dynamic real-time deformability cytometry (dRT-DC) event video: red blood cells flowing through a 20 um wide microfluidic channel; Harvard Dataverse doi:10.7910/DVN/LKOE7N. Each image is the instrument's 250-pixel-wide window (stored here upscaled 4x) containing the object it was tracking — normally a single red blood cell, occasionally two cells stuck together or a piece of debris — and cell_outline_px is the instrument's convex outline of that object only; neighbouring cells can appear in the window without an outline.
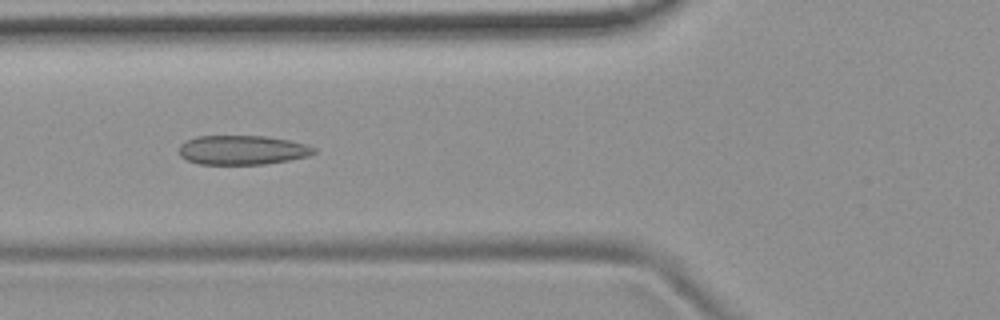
{"species": "common noctule bat (a hibernating species)", "species_latin": "Nyctalus noctula", "temperature_condition": "room temperature", "stored_images_in_passage": 49, "camera_frame_rate_fps": 3000, "um_per_image_px": 0.085, "animal": {"sex": "female", "body_mass_g": 19.9}, "frame": {"image": 1, "passage_image": 16, "time_ms": 5.0, "image_size_px": [1000, 320], "cell_outline_px": [[316, 152], [308, 156], [288, 160], [264, 164], [200, 164], [188, 160], [180, 156], [180, 144], [196, 136], [264, 136], [288, 140], [304, 144], [316, 148]], "centroid_in_image_um": [20.59, 12.75], "position_along_channel_um": 105.2, "area_um2": 22.83}}
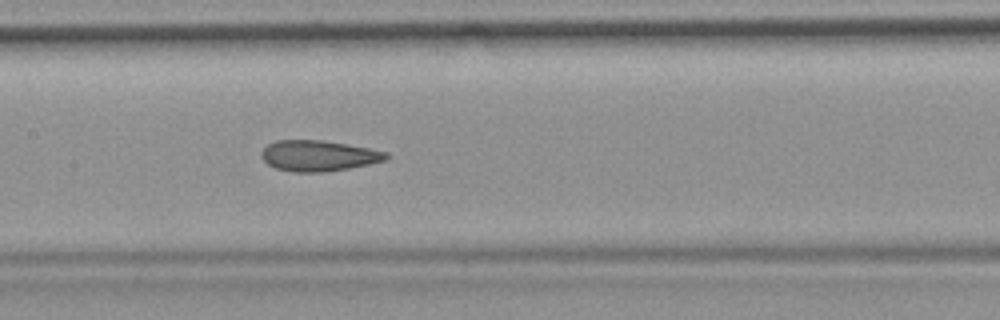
{"frame": {"image": 2, "passage_image": 22, "time_ms": 7.0, "image_size_px": [1000, 320], "cell_outline_px": [[388, 156], [384, 160], [368, 164], [348, 168], [324, 172], [292, 172], [276, 168], [268, 164], [260, 156], [260, 152], [268, 144], [276, 140], [320, 140], [368, 148], [388, 152]], "centroid_in_image_um": [27.02, 13.24], "position_along_channel_um": 180.4, "area_um2": 22.14}}
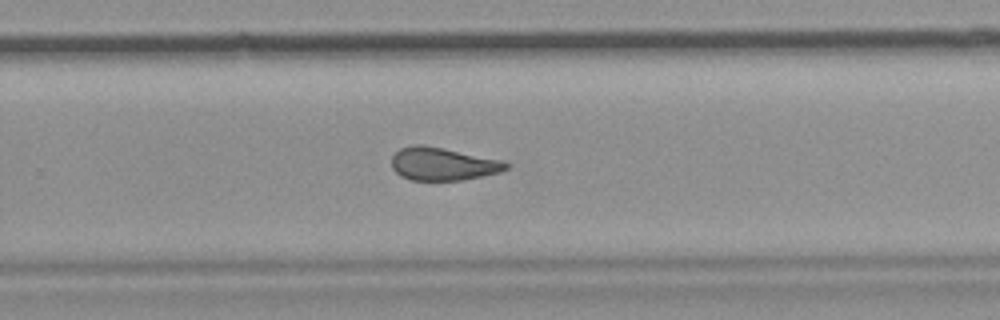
{"frame": {"image": 3, "passage_image": 31, "time_ms": 10.0, "image_size_px": [1000, 320], "cell_outline_px": [[508, 168], [500, 172], [460, 180], [412, 180], [400, 176], [392, 168], [392, 156], [400, 148], [412, 144], [424, 144], [444, 148], [500, 160], [508, 164]], "centroid_in_image_um": [37.58, 13.92], "position_along_channel_um": 292.2, "area_um2": 21.79}, "authors_computed_cell_mechanics": {"area_um2": 22.831, "velocity_mm_per_s": 3.7488, "shape_relaxation_time_tau1_ms": null, "shape_relaxation_time_tau2_ms": 1.6732, "deformation_change_tau1": null, "deformation_change_tau2": 0.0782}}